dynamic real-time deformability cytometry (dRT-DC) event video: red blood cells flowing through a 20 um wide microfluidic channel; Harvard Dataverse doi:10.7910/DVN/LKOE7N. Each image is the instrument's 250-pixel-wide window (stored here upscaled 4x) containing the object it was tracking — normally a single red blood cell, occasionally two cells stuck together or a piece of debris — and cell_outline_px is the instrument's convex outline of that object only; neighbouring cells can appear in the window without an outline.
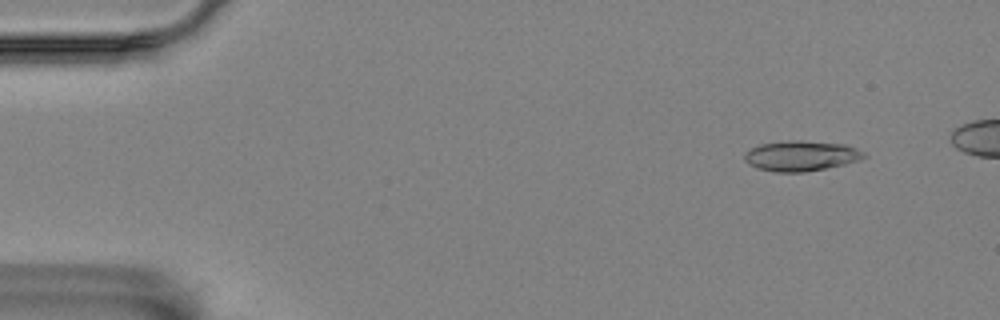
{"species": "Egyptian fruit bat (a non-hibernating species)", "species_latin": "Rousettus aegyptiacus", "temperature_condition": "room temperature", "stored_images_in_passage": 6, "camera_frame_rate_fps": 3000, "um_per_image_px": 0.085, "animal": {"sex": "female"}, "frame": {"image": 1, "passage_image": 2, "time_ms": 0.333, "image_size_px": [1000, 320], "cell_outline_px": [[868, 156], [860, 160], [844, 164], [804, 172], [776, 172], [760, 168], [748, 164], [744, 160], [744, 156], [752, 148], [760, 144], [788, 140], [800, 140], [844, 144], [856, 148], [864, 152]], "centroid_in_image_um": [68.12, 13.24], "position_along_channel_um": 16.9, "area_um2": 20.92}}